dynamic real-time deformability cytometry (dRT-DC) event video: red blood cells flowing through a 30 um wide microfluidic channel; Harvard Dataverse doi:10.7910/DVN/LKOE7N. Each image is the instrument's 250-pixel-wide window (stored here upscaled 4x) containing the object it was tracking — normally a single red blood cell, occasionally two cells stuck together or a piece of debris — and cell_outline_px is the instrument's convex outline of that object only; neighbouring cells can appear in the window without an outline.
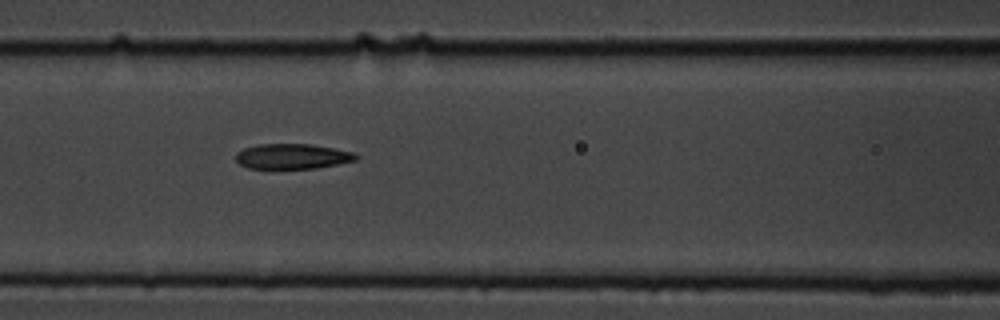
{"species": "common noctule bat (a hibernating species)", "species_latin": "Nyctalus noctula", "temperature_condition": "cold", "stored_images_in_passage": 8, "camera_frame_rate_fps": 3000, "um_per_image_px": 0.085, "animal": {"sex": "male", "body_mass_g": 19.5, "forearm_length_mm": 54.6}, "frame": {"image": 1, "passage_image": 7, "time_ms": 2.0, "image_size_px": [1000, 320], "cell_outline_px": [[360, 156], [356, 160], [316, 168], [248, 168], [240, 164], [236, 160], [236, 152], [244, 148], [260, 144], [312, 144], [352, 152]], "centroid_in_image_um": [24.84, 13.28], "position_along_channel_um": 141.8, "area_um2": 17.46}}